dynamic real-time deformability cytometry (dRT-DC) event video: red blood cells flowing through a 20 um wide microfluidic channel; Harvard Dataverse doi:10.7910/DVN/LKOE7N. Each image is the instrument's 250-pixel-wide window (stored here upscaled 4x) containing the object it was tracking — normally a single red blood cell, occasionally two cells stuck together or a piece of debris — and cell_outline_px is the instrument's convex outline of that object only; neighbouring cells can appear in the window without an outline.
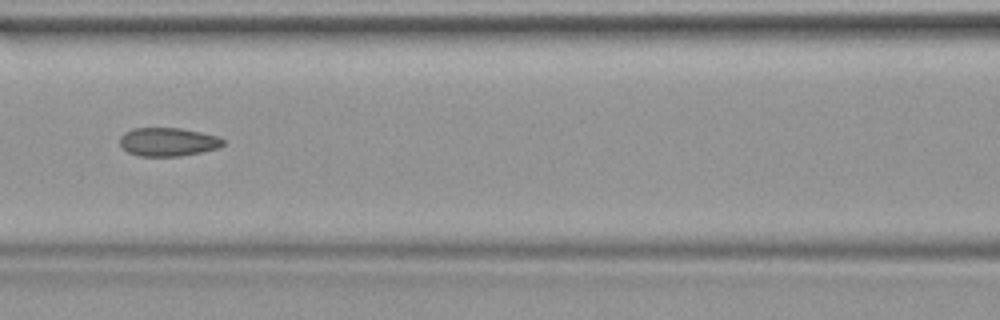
{"species": "common noctule bat (a hibernating species)", "species_latin": "Nyctalus noctula", "temperature_condition": "warm", "stored_images_in_passage": 39, "camera_frame_rate_fps": 3000, "um_per_image_px": 0.085, "animal": {"sex": "female", "body_mass_g": 19.9}, "frame": {"image": 1, "passage_image": 17, "time_ms": 5.333, "image_size_px": [1000, 320], "cell_outline_px": [[224, 144], [220, 148], [180, 156], [140, 156], [128, 152], [120, 144], [120, 136], [124, 132], [132, 128], [180, 128], [200, 132], [216, 136], [224, 140]], "centroid_in_image_um": [14.27, 12.06], "position_along_channel_um": 152.3, "area_um2": 17.11}}